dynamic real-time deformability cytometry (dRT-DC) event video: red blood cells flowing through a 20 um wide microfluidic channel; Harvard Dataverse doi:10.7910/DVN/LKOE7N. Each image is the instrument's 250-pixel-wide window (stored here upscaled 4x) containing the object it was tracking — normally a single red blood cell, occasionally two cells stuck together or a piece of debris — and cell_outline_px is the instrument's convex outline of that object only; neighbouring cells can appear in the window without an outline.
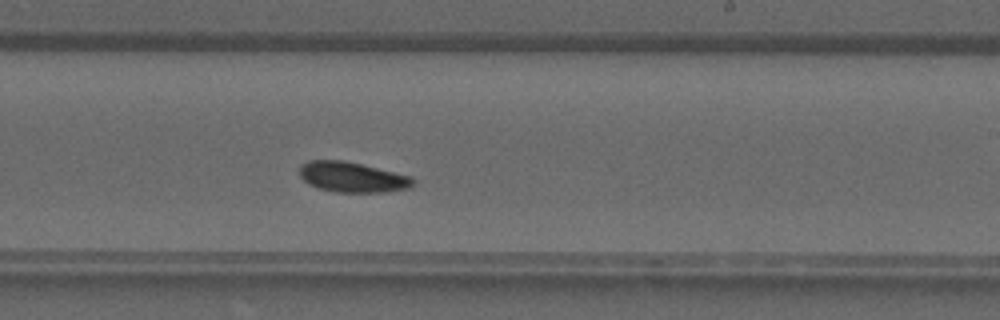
{"species": "common noctule bat (a hibernating species)", "species_latin": "Nyctalus noctula", "temperature_condition": "warm", "stored_images_in_passage": 29, "camera_frame_rate_fps": 3000, "um_per_image_px": 0.085, "animal": {"sex": "male", "forearm_length_mm": 52.5}, "frame": {"image": 1, "passage_image": 13, "time_ms": 4.0, "image_size_px": [1000, 320], "cell_outline_px": [[416, 180], [412, 188], [384, 192], [332, 192], [316, 188], [308, 184], [300, 176], [300, 164], [308, 160], [344, 160], [412, 176]], "centroid_in_image_um": [29.95, 15.06], "position_along_channel_um": 259.0, "area_um2": 20.35}}